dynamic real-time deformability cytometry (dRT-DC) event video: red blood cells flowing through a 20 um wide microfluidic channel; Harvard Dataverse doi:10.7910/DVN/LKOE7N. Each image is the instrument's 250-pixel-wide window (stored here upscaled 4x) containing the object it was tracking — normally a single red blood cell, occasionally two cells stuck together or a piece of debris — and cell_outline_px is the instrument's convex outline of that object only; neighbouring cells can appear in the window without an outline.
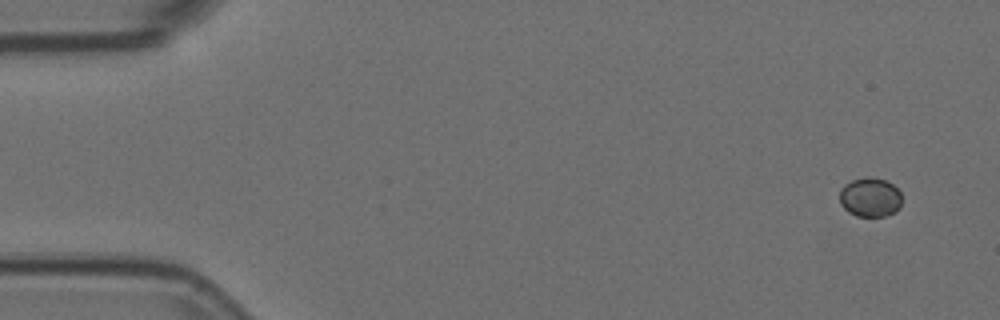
{"species": "Egyptian fruit bat (a non-hibernating species)", "species_latin": "Rousettus aegyptiacus", "temperature_condition": "room temperature", "stored_images_in_passage": 3, "camera_frame_rate_fps": 3000, "um_per_image_px": 0.085, "animal": {"sex": "female"}, "frame": {"image": 1, "passage_image": 1, "time_ms": 0.0, "image_size_px": [1000, 320], "cell_outline_px": [[900, 208], [896, 212], [884, 216], [856, 216], [848, 212], [840, 204], [840, 188], [844, 184], [852, 180], [868, 176], [884, 180], [892, 184], [900, 192]], "centroid_in_image_um": [73.94, 16.77], "position_along_channel_um": 11.1, "area_um2": 14.28}}
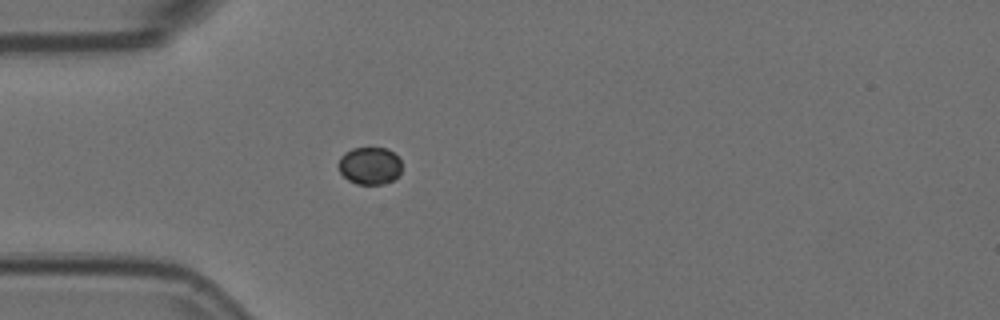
{"frame": {"image": 2, "passage_image": 3, "time_ms": 0.667, "image_size_px": [1000, 320], "cell_outline_px": [[400, 172], [392, 180], [380, 184], [356, 184], [348, 180], [340, 172], [336, 164], [340, 156], [344, 152], [352, 148], [388, 148], [400, 160]], "centroid_in_image_um": [31.36, 14.07], "position_along_channel_um": 53.6, "area_um2": 13.81}}